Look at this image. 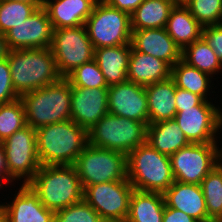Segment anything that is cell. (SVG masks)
<instances>
[{
	"instance_id": "7a4b0ae2",
	"label": "cell",
	"mask_w": 222,
	"mask_h": 222,
	"mask_svg": "<svg viewBox=\"0 0 222 222\" xmlns=\"http://www.w3.org/2000/svg\"><path fill=\"white\" fill-rule=\"evenodd\" d=\"M7 59L13 87L19 96L62 78L50 47L9 50Z\"/></svg>"
},
{
	"instance_id": "bcb514c9",
	"label": "cell",
	"mask_w": 222,
	"mask_h": 222,
	"mask_svg": "<svg viewBox=\"0 0 222 222\" xmlns=\"http://www.w3.org/2000/svg\"><path fill=\"white\" fill-rule=\"evenodd\" d=\"M172 1L175 5H184L188 0H170Z\"/></svg>"
},
{
	"instance_id": "277c9868",
	"label": "cell",
	"mask_w": 222,
	"mask_h": 222,
	"mask_svg": "<svg viewBox=\"0 0 222 222\" xmlns=\"http://www.w3.org/2000/svg\"><path fill=\"white\" fill-rule=\"evenodd\" d=\"M27 125L37 129L71 119V86L66 78L20 96Z\"/></svg>"
},
{
	"instance_id": "60d3db41",
	"label": "cell",
	"mask_w": 222,
	"mask_h": 222,
	"mask_svg": "<svg viewBox=\"0 0 222 222\" xmlns=\"http://www.w3.org/2000/svg\"><path fill=\"white\" fill-rule=\"evenodd\" d=\"M12 184L13 183L9 180V171L7 167L5 150H4L3 145L0 143V190H3L4 188H8V187L9 188L11 187L13 188V190H15L14 187H12L14 186Z\"/></svg>"
},
{
	"instance_id": "9a60e30c",
	"label": "cell",
	"mask_w": 222,
	"mask_h": 222,
	"mask_svg": "<svg viewBox=\"0 0 222 222\" xmlns=\"http://www.w3.org/2000/svg\"><path fill=\"white\" fill-rule=\"evenodd\" d=\"M108 113L149 124L144 86L126 81L108 87Z\"/></svg>"
},
{
	"instance_id": "1f68e13d",
	"label": "cell",
	"mask_w": 222,
	"mask_h": 222,
	"mask_svg": "<svg viewBox=\"0 0 222 222\" xmlns=\"http://www.w3.org/2000/svg\"><path fill=\"white\" fill-rule=\"evenodd\" d=\"M38 7L27 2L0 0V33L5 34L30 17Z\"/></svg>"
},
{
	"instance_id": "d6a6232c",
	"label": "cell",
	"mask_w": 222,
	"mask_h": 222,
	"mask_svg": "<svg viewBox=\"0 0 222 222\" xmlns=\"http://www.w3.org/2000/svg\"><path fill=\"white\" fill-rule=\"evenodd\" d=\"M66 79L70 82V86L108 88L104 75L94 59L77 67Z\"/></svg>"
},
{
	"instance_id": "ffe728a7",
	"label": "cell",
	"mask_w": 222,
	"mask_h": 222,
	"mask_svg": "<svg viewBox=\"0 0 222 222\" xmlns=\"http://www.w3.org/2000/svg\"><path fill=\"white\" fill-rule=\"evenodd\" d=\"M98 0H46L44 8L54 29L85 24Z\"/></svg>"
},
{
	"instance_id": "7c38bea8",
	"label": "cell",
	"mask_w": 222,
	"mask_h": 222,
	"mask_svg": "<svg viewBox=\"0 0 222 222\" xmlns=\"http://www.w3.org/2000/svg\"><path fill=\"white\" fill-rule=\"evenodd\" d=\"M174 120L190 143H221L222 108L218 103L203 100L193 108L177 112Z\"/></svg>"
},
{
	"instance_id": "2e32d148",
	"label": "cell",
	"mask_w": 222,
	"mask_h": 222,
	"mask_svg": "<svg viewBox=\"0 0 222 222\" xmlns=\"http://www.w3.org/2000/svg\"><path fill=\"white\" fill-rule=\"evenodd\" d=\"M108 113V88L71 86V120L88 131Z\"/></svg>"
},
{
	"instance_id": "836d02e7",
	"label": "cell",
	"mask_w": 222,
	"mask_h": 222,
	"mask_svg": "<svg viewBox=\"0 0 222 222\" xmlns=\"http://www.w3.org/2000/svg\"><path fill=\"white\" fill-rule=\"evenodd\" d=\"M184 5L203 27L221 23L222 0H188Z\"/></svg>"
},
{
	"instance_id": "e575fe53",
	"label": "cell",
	"mask_w": 222,
	"mask_h": 222,
	"mask_svg": "<svg viewBox=\"0 0 222 222\" xmlns=\"http://www.w3.org/2000/svg\"><path fill=\"white\" fill-rule=\"evenodd\" d=\"M54 222H105L83 199L55 212Z\"/></svg>"
},
{
	"instance_id": "603a6c76",
	"label": "cell",
	"mask_w": 222,
	"mask_h": 222,
	"mask_svg": "<svg viewBox=\"0 0 222 222\" xmlns=\"http://www.w3.org/2000/svg\"><path fill=\"white\" fill-rule=\"evenodd\" d=\"M149 124L174 119L176 110V85L170 77L166 80L150 84L145 87Z\"/></svg>"
},
{
	"instance_id": "f35d334b",
	"label": "cell",
	"mask_w": 222,
	"mask_h": 222,
	"mask_svg": "<svg viewBox=\"0 0 222 222\" xmlns=\"http://www.w3.org/2000/svg\"><path fill=\"white\" fill-rule=\"evenodd\" d=\"M108 6L131 15L145 0H102Z\"/></svg>"
},
{
	"instance_id": "74e56055",
	"label": "cell",
	"mask_w": 222,
	"mask_h": 222,
	"mask_svg": "<svg viewBox=\"0 0 222 222\" xmlns=\"http://www.w3.org/2000/svg\"><path fill=\"white\" fill-rule=\"evenodd\" d=\"M203 100L204 99L197 94L176 87L175 101L177 112L182 111L183 108H193L199 105Z\"/></svg>"
},
{
	"instance_id": "8fae6325",
	"label": "cell",
	"mask_w": 222,
	"mask_h": 222,
	"mask_svg": "<svg viewBox=\"0 0 222 222\" xmlns=\"http://www.w3.org/2000/svg\"><path fill=\"white\" fill-rule=\"evenodd\" d=\"M222 143H190L170 155L174 180L200 185L218 165L219 145Z\"/></svg>"
},
{
	"instance_id": "30bf717a",
	"label": "cell",
	"mask_w": 222,
	"mask_h": 222,
	"mask_svg": "<svg viewBox=\"0 0 222 222\" xmlns=\"http://www.w3.org/2000/svg\"><path fill=\"white\" fill-rule=\"evenodd\" d=\"M50 49L62 78L94 59V47L85 25L54 29Z\"/></svg>"
},
{
	"instance_id": "7dc6e473",
	"label": "cell",
	"mask_w": 222,
	"mask_h": 222,
	"mask_svg": "<svg viewBox=\"0 0 222 222\" xmlns=\"http://www.w3.org/2000/svg\"><path fill=\"white\" fill-rule=\"evenodd\" d=\"M203 222H222V221L218 220V219H210V220L203 221Z\"/></svg>"
},
{
	"instance_id": "3957f363",
	"label": "cell",
	"mask_w": 222,
	"mask_h": 222,
	"mask_svg": "<svg viewBox=\"0 0 222 222\" xmlns=\"http://www.w3.org/2000/svg\"><path fill=\"white\" fill-rule=\"evenodd\" d=\"M28 185L55 212L83 200L84 189L74 165L41 166Z\"/></svg>"
},
{
	"instance_id": "9c48e42d",
	"label": "cell",
	"mask_w": 222,
	"mask_h": 222,
	"mask_svg": "<svg viewBox=\"0 0 222 222\" xmlns=\"http://www.w3.org/2000/svg\"><path fill=\"white\" fill-rule=\"evenodd\" d=\"M5 150L9 180L28 184L41 167L37 153L36 129L26 125L1 143Z\"/></svg>"
},
{
	"instance_id": "4fadbf2b",
	"label": "cell",
	"mask_w": 222,
	"mask_h": 222,
	"mask_svg": "<svg viewBox=\"0 0 222 222\" xmlns=\"http://www.w3.org/2000/svg\"><path fill=\"white\" fill-rule=\"evenodd\" d=\"M133 186L128 180L86 186L83 199L105 222H125Z\"/></svg>"
},
{
	"instance_id": "52a82bcc",
	"label": "cell",
	"mask_w": 222,
	"mask_h": 222,
	"mask_svg": "<svg viewBox=\"0 0 222 222\" xmlns=\"http://www.w3.org/2000/svg\"><path fill=\"white\" fill-rule=\"evenodd\" d=\"M74 167L83 186L127 179V155L90 144L77 157Z\"/></svg>"
},
{
	"instance_id": "8992f818",
	"label": "cell",
	"mask_w": 222,
	"mask_h": 222,
	"mask_svg": "<svg viewBox=\"0 0 222 222\" xmlns=\"http://www.w3.org/2000/svg\"><path fill=\"white\" fill-rule=\"evenodd\" d=\"M89 144L128 155L146 142L147 126L132 119L105 114L89 131Z\"/></svg>"
},
{
	"instance_id": "8d00e7d4",
	"label": "cell",
	"mask_w": 222,
	"mask_h": 222,
	"mask_svg": "<svg viewBox=\"0 0 222 222\" xmlns=\"http://www.w3.org/2000/svg\"><path fill=\"white\" fill-rule=\"evenodd\" d=\"M202 37L222 62V25L217 24L203 27Z\"/></svg>"
},
{
	"instance_id": "ee69618b",
	"label": "cell",
	"mask_w": 222,
	"mask_h": 222,
	"mask_svg": "<svg viewBox=\"0 0 222 222\" xmlns=\"http://www.w3.org/2000/svg\"><path fill=\"white\" fill-rule=\"evenodd\" d=\"M0 222H5V205L0 201Z\"/></svg>"
},
{
	"instance_id": "83f0119b",
	"label": "cell",
	"mask_w": 222,
	"mask_h": 222,
	"mask_svg": "<svg viewBox=\"0 0 222 222\" xmlns=\"http://www.w3.org/2000/svg\"><path fill=\"white\" fill-rule=\"evenodd\" d=\"M170 0H145L131 15V29L165 28L171 9Z\"/></svg>"
},
{
	"instance_id": "d590c367",
	"label": "cell",
	"mask_w": 222,
	"mask_h": 222,
	"mask_svg": "<svg viewBox=\"0 0 222 222\" xmlns=\"http://www.w3.org/2000/svg\"><path fill=\"white\" fill-rule=\"evenodd\" d=\"M20 96L16 93L7 57L0 59V104L9 103Z\"/></svg>"
},
{
	"instance_id": "6da1fadb",
	"label": "cell",
	"mask_w": 222,
	"mask_h": 222,
	"mask_svg": "<svg viewBox=\"0 0 222 222\" xmlns=\"http://www.w3.org/2000/svg\"><path fill=\"white\" fill-rule=\"evenodd\" d=\"M41 166L74 165L89 144L88 130L71 119L36 129Z\"/></svg>"
},
{
	"instance_id": "d4e9b609",
	"label": "cell",
	"mask_w": 222,
	"mask_h": 222,
	"mask_svg": "<svg viewBox=\"0 0 222 222\" xmlns=\"http://www.w3.org/2000/svg\"><path fill=\"white\" fill-rule=\"evenodd\" d=\"M146 142L168 156L190 144L174 119L148 124Z\"/></svg>"
},
{
	"instance_id": "484cf974",
	"label": "cell",
	"mask_w": 222,
	"mask_h": 222,
	"mask_svg": "<svg viewBox=\"0 0 222 222\" xmlns=\"http://www.w3.org/2000/svg\"><path fill=\"white\" fill-rule=\"evenodd\" d=\"M171 78L175 82L176 87L197 94L206 101L214 100V97L211 98V91L214 88H218L214 85L215 79L197 68L190 66L182 59L171 67Z\"/></svg>"
},
{
	"instance_id": "d6986e66",
	"label": "cell",
	"mask_w": 222,
	"mask_h": 222,
	"mask_svg": "<svg viewBox=\"0 0 222 222\" xmlns=\"http://www.w3.org/2000/svg\"><path fill=\"white\" fill-rule=\"evenodd\" d=\"M165 205L186 213L198 222L210 220L200 185L174 181L163 193Z\"/></svg>"
},
{
	"instance_id": "b9f144b4",
	"label": "cell",
	"mask_w": 222,
	"mask_h": 222,
	"mask_svg": "<svg viewBox=\"0 0 222 222\" xmlns=\"http://www.w3.org/2000/svg\"><path fill=\"white\" fill-rule=\"evenodd\" d=\"M8 52H9V48L7 45L5 34L0 33V59L6 58L8 55Z\"/></svg>"
},
{
	"instance_id": "7bdbcfd3",
	"label": "cell",
	"mask_w": 222,
	"mask_h": 222,
	"mask_svg": "<svg viewBox=\"0 0 222 222\" xmlns=\"http://www.w3.org/2000/svg\"><path fill=\"white\" fill-rule=\"evenodd\" d=\"M7 1L27 2L36 5L38 8H41L44 7L46 0H7Z\"/></svg>"
},
{
	"instance_id": "f546056e",
	"label": "cell",
	"mask_w": 222,
	"mask_h": 222,
	"mask_svg": "<svg viewBox=\"0 0 222 222\" xmlns=\"http://www.w3.org/2000/svg\"><path fill=\"white\" fill-rule=\"evenodd\" d=\"M211 219L222 221V168L218 164L200 184Z\"/></svg>"
},
{
	"instance_id": "e0dca14e",
	"label": "cell",
	"mask_w": 222,
	"mask_h": 222,
	"mask_svg": "<svg viewBox=\"0 0 222 222\" xmlns=\"http://www.w3.org/2000/svg\"><path fill=\"white\" fill-rule=\"evenodd\" d=\"M16 188L13 199L4 202L5 222H54L55 211L47 209L28 184Z\"/></svg>"
},
{
	"instance_id": "ab89813d",
	"label": "cell",
	"mask_w": 222,
	"mask_h": 222,
	"mask_svg": "<svg viewBox=\"0 0 222 222\" xmlns=\"http://www.w3.org/2000/svg\"><path fill=\"white\" fill-rule=\"evenodd\" d=\"M162 222H198L186 213L165 205Z\"/></svg>"
},
{
	"instance_id": "5bb4252c",
	"label": "cell",
	"mask_w": 222,
	"mask_h": 222,
	"mask_svg": "<svg viewBox=\"0 0 222 222\" xmlns=\"http://www.w3.org/2000/svg\"><path fill=\"white\" fill-rule=\"evenodd\" d=\"M54 27L44 7L5 33L9 50L48 48L51 46Z\"/></svg>"
},
{
	"instance_id": "4316f807",
	"label": "cell",
	"mask_w": 222,
	"mask_h": 222,
	"mask_svg": "<svg viewBox=\"0 0 222 222\" xmlns=\"http://www.w3.org/2000/svg\"><path fill=\"white\" fill-rule=\"evenodd\" d=\"M164 208L163 193L143 192L134 189L125 222H162Z\"/></svg>"
},
{
	"instance_id": "f1b7e54d",
	"label": "cell",
	"mask_w": 222,
	"mask_h": 222,
	"mask_svg": "<svg viewBox=\"0 0 222 222\" xmlns=\"http://www.w3.org/2000/svg\"><path fill=\"white\" fill-rule=\"evenodd\" d=\"M181 59L211 77L222 76V62L203 37L185 47Z\"/></svg>"
},
{
	"instance_id": "ac0fdd59",
	"label": "cell",
	"mask_w": 222,
	"mask_h": 222,
	"mask_svg": "<svg viewBox=\"0 0 222 222\" xmlns=\"http://www.w3.org/2000/svg\"><path fill=\"white\" fill-rule=\"evenodd\" d=\"M130 44L134 50L159 58L171 67L181 59V49L165 28L132 30Z\"/></svg>"
},
{
	"instance_id": "7402d4cb",
	"label": "cell",
	"mask_w": 222,
	"mask_h": 222,
	"mask_svg": "<svg viewBox=\"0 0 222 222\" xmlns=\"http://www.w3.org/2000/svg\"><path fill=\"white\" fill-rule=\"evenodd\" d=\"M131 47V44H125L94 49V60L108 87L127 81Z\"/></svg>"
},
{
	"instance_id": "f6af8a7d",
	"label": "cell",
	"mask_w": 222,
	"mask_h": 222,
	"mask_svg": "<svg viewBox=\"0 0 222 222\" xmlns=\"http://www.w3.org/2000/svg\"><path fill=\"white\" fill-rule=\"evenodd\" d=\"M218 164L222 168V146L219 148V153H218Z\"/></svg>"
},
{
	"instance_id": "5b68a950",
	"label": "cell",
	"mask_w": 222,
	"mask_h": 222,
	"mask_svg": "<svg viewBox=\"0 0 222 222\" xmlns=\"http://www.w3.org/2000/svg\"><path fill=\"white\" fill-rule=\"evenodd\" d=\"M127 179L135 190L164 193L175 181L170 158L145 142L127 155Z\"/></svg>"
},
{
	"instance_id": "4dcf8cb0",
	"label": "cell",
	"mask_w": 222,
	"mask_h": 222,
	"mask_svg": "<svg viewBox=\"0 0 222 222\" xmlns=\"http://www.w3.org/2000/svg\"><path fill=\"white\" fill-rule=\"evenodd\" d=\"M26 125L24 105L20 98L0 104V143Z\"/></svg>"
},
{
	"instance_id": "ba28073f",
	"label": "cell",
	"mask_w": 222,
	"mask_h": 222,
	"mask_svg": "<svg viewBox=\"0 0 222 222\" xmlns=\"http://www.w3.org/2000/svg\"><path fill=\"white\" fill-rule=\"evenodd\" d=\"M84 25L94 49L131 42L130 15L108 6L102 0L96 2Z\"/></svg>"
},
{
	"instance_id": "cb8c5ba5",
	"label": "cell",
	"mask_w": 222,
	"mask_h": 222,
	"mask_svg": "<svg viewBox=\"0 0 222 222\" xmlns=\"http://www.w3.org/2000/svg\"><path fill=\"white\" fill-rule=\"evenodd\" d=\"M165 29L181 51L200 39L203 32V26L185 5H175L171 9Z\"/></svg>"
},
{
	"instance_id": "44dd1931",
	"label": "cell",
	"mask_w": 222,
	"mask_h": 222,
	"mask_svg": "<svg viewBox=\"0 0 222 222\" xmlns=\"http://www.w3.org/2000/svg\"><path fill=\"white\" fill-rule=\"evenodd\" d=\"M170 77L171 66L168 63L131 47L127 81L146 87Z\"/></svg>"
}]
</instances>
